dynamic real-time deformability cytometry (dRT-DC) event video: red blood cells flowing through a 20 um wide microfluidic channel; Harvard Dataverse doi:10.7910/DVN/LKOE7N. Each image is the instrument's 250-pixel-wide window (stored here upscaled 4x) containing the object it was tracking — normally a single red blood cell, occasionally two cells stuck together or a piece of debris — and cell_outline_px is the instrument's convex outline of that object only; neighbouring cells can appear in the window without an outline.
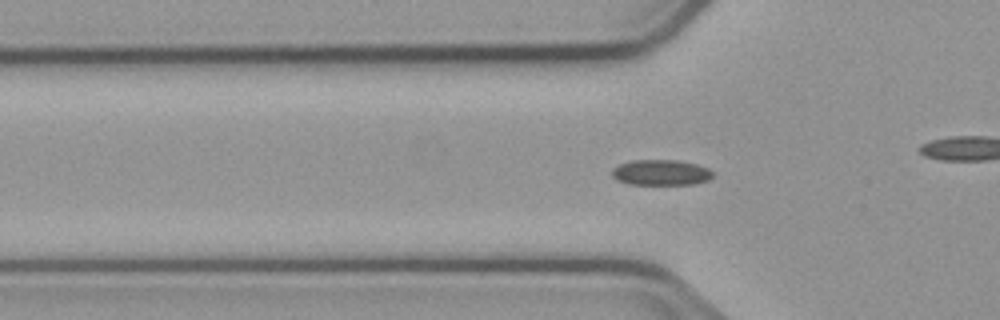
{"species": "common noctule bat (a hibernating species)", "species_latin": "Nyctalus noctula", "temperature_condition": "cold", "stored_images_in_passage": 55, "camera_frame_rate_fps": 3000, "um_per_image_px": 0.085, "animal": {"sex": "male", "body_mass_g": 23.1, "forearm_length_mm": 52.7}, "frame": {"image": 1, "passage_image": 17, "time_ms": 5.333, "image_size_px": [1000, 320], "cell_outline_px": [[712, 176], [708, 180], [696, 184], [628, 184], [616, 180], [612, 176], [612, 168], [620, 164], [632, 160], [676, 160], [696, 164], [708, 168], [712, 172]], "centroid_in_image_um": [56.16, 14.66], "position_along_channel_um": 69.6, "area_um2": 15.03}}
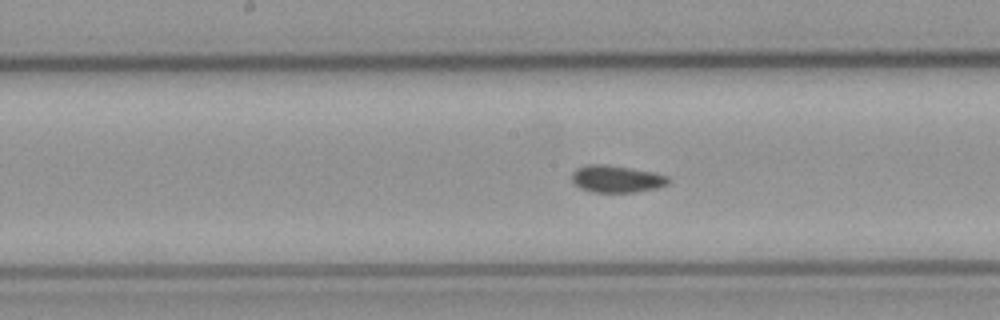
{"frame": {"image": 2, "passage_image": 27, "time_ms": 8.667, "image_size_px": [1000, 320], "cell_outline_px": [[672, 180], [668, 184], [656, 188], [636, 192], [592, 192], [580, 188], [572, 180], [572, 172], [576, 168], [588, 164], [604, 164], [652, 172], [668, 176]], "centroid_in_image_um": [52.41, 15.21], "position_along_channel_um": 195.8, "area_um2": 15.2}}
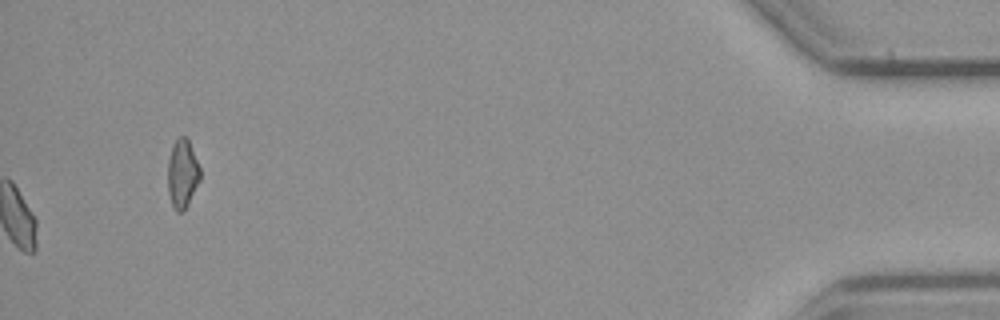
{"frame": {"image": 3, "passage_image": 55, "time_ms": 18.0, "image_size_px": [1000, 320], "cell_outline_px": [[200, 180], [184, 212], [176, 212], [172, 204], [168, 192], [168, 160], [172, 144], [180, 136], [188, 136], [200, 168]], "centroid_in_image_um": [15.51, 14.74], "position_along_channel_um": 419.7, "area_um2": 13.12}, "authors_computed_cell_mechanics": {"area_um2": 14.9702, "velocity_mm_per_s": 3.7352, "shape_relaxation_time_tau1_ms": null, "shape_relaxation_time_tau2_ms": 4.1458, "deformation_change_tau1": null, "deformation_change_tau2": 0.0558}}